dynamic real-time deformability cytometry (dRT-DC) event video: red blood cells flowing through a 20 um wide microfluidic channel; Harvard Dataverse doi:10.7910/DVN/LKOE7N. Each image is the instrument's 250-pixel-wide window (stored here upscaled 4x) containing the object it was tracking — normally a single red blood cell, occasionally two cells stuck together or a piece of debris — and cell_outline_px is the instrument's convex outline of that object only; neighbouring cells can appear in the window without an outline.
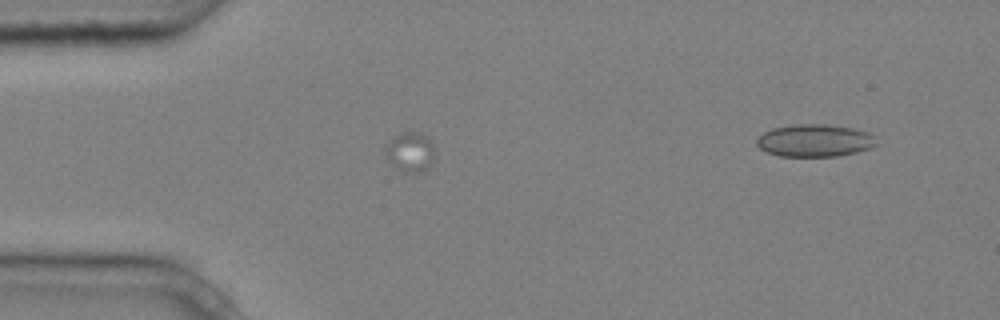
{"species": "common noctule bat (a hibernating species)", "species_latin": "Nyctalus noctula", "temperature_condition": "cold", "stored_images_in_passage": 4, "camera_frame_rate_fps": 3000, "um_per_image_px": 0.085, "animal": {"sex": "male", "body_mass_g": 20.4}, "frame": {"image": 1, "passage_image": 4, "time_ms": 1.0, "image_size_px": [1000, 320], "cell_outline_px": [[432, 164], [428, 168], [416, 172], [404, 172], [392, 164], [388, 160], [384, 152], [384, 144], [392, 136], [404, 132], [420, 132], [428, 136], [432, 144]], "centroid_in_image_um": [34.81, 12.88], "position_along_channel_um": 50.2, "area_um2": 11.44}}